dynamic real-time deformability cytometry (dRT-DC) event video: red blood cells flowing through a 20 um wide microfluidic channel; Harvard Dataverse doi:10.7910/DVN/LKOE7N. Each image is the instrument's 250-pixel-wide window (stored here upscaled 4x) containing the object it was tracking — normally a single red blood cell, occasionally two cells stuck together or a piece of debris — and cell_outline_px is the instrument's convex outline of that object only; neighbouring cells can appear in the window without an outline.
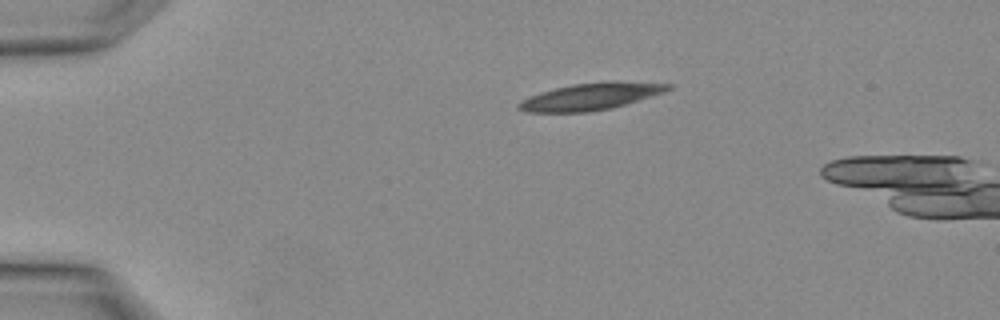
{"species": "Egyptian fruit bat (a non-hibernating species)", "species_latin": "Rousettus aegyptiacus", "temperature_condition": "warm", "stored_images_in_passage": 3, "camera_frame_rate_fps": 3000, "um_per_image_px": 0.085, "animal": {"sex": "female"}, "frame": {"image": 1, "passage_image": 3, "time_ms": 0.667, "image_size_px": [1000, 320], "cell_outline_px": [[672, 88], [664, 92], [612, 108], [588, 112], [524, 112], [516, 108], [516, 104], [520, 100], [540, 92], [556, 88], [576, 84], [672, 84]], "centroid_in_image_um": [50.03, 8.27], "position_along_channel_um": 35.0, "area_um2": 22.08}}